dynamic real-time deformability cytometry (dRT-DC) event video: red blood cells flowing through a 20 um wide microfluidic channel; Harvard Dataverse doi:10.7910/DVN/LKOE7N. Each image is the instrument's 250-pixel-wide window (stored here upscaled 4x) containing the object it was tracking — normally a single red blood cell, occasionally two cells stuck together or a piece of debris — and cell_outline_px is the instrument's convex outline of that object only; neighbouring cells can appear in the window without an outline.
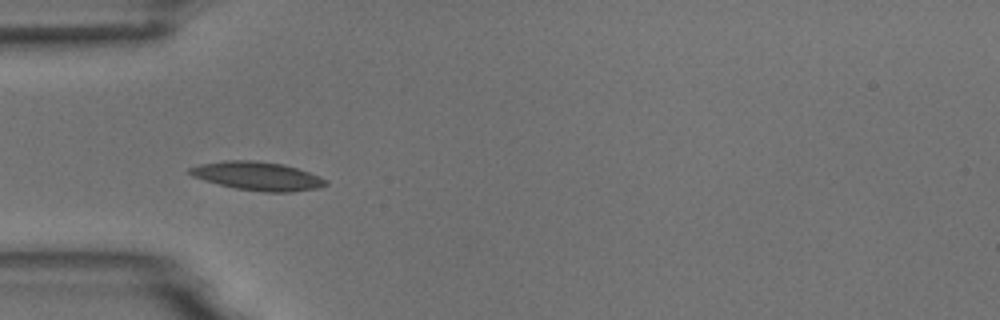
{"species": "common noctule bat (a hibernating species)", "species_latin": "Nyctalus noctula", "temperature_condition": "room temperature", "stored_images_in_passage": 7, "camera_frame_rate_fps": 3000, "um_per_image_px": 0.085, "animal": {"sex": "male", "body_mass_g": 18.8}, "frame": {"image": 1, "passage_image": 1, "time_ms": 0.0, "image_size_px": [1000, 320], "cell_outline_px": [[328, 184], [316, 188], [292, 192], [264, 192], [236, 188], [220, 184], [192, 176], [188, 172], [188, 168], [200, 164], [224, 160], [256, 160], [284, 164], [320, 176], [328, 180]], "centroid_in_image_um": [21.9, 14.95], "position_along_channel_um": 63.1, "area_um2": 22.54}}
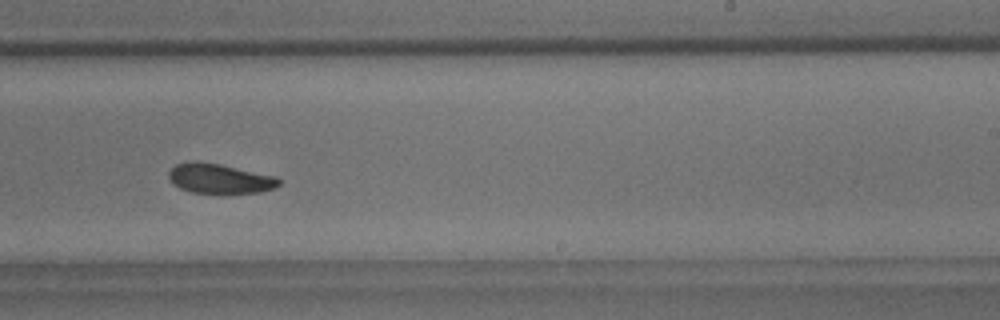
{"frame": {"image": 2, "passage_image": 6, "time_ms": 5.667, "image_size_px": [1000, 320], "cell_outline_px": [[280, 184], [276, 188], [260, 192], [192, 192], [180, 188], [172, 184], [168, 176], [168, 172], [176, 164], [192, 160], [220, 164], [276, 176], [280, 180]], "centroid_in_image_um": [18.65, 15.16], "position_along_channel_um": 270.3, "area_um2": 18.96}}
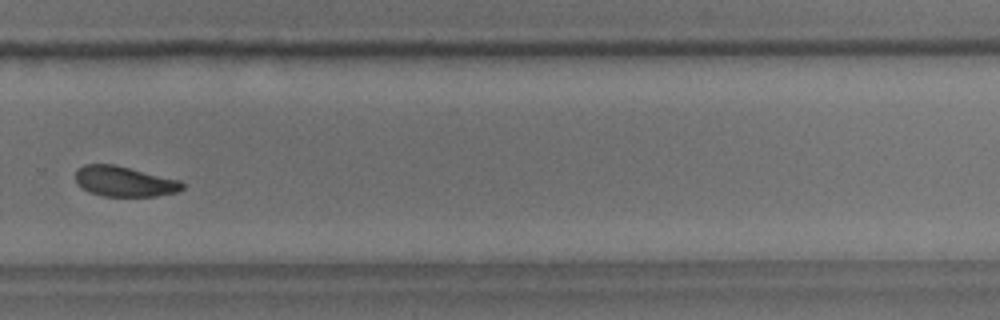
{"frame": {"image": 3, "passage_image": 7, "time_ms": 7.0, "image_size_px": [1000, 320], "cell_outline_px": [[184, 188], [176, 192], [156, 196], [104, 196], [88, 192], [76, 184], [76, 168], [84, 164], [112, 164], [180, 180], [184, 184]], "centroid_in_image_um": [10.53, 15.42], "position_along_channel_um": 319.3, "area_um2": 18.84}}